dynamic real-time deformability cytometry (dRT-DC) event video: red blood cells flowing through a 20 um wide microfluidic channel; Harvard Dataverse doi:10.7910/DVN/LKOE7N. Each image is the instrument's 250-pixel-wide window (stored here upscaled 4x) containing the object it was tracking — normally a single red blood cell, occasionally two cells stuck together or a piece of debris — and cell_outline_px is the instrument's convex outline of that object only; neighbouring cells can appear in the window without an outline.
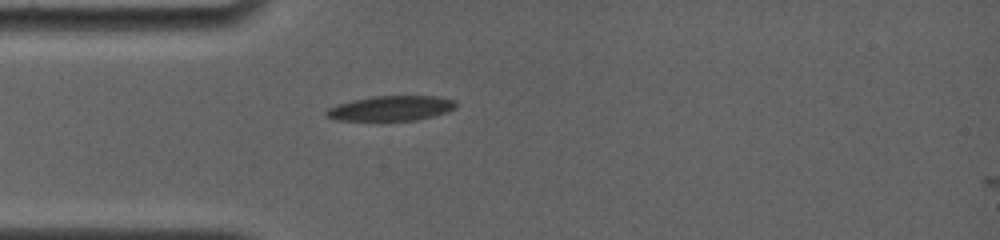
{"species": "common noctule bat (a hibernating species)", "species_latin": "Nyctalus noctula", "temperature_condition": "room temperature", "stored_images_in_passage": 1, "camera_frame_rate_fps": 4000, "um_per_image_px": 0.085, "animal": {"sex": "female", "body_mass_g": 19.0, "forearm_length_mm": 56.7}, "frame": {"image": 1, "passage_image": 1, "time_ms": 0.0, "image_size_px": [1000, 240], "cell_outline_px": [[456, 108], [432, 116], [416, 120], [336, 120], [324, 116], [324, 112], [328, 108], [336, 104], [352, 100], [372, 96], [436, 96], [456, 100]], "centroid_in_image_um": [33.19, 9.2], "position_along_channel_um": 51.8, "area_um2": 18.84}}